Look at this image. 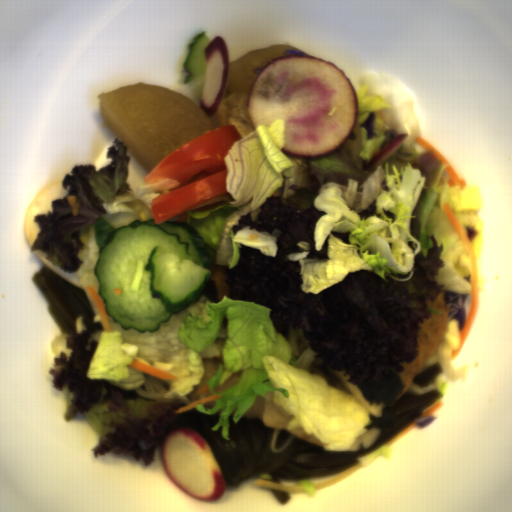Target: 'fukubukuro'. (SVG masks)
<instances>
[{
  "label": "fukubukuro",
  "mask_w": 512,
  "mask_h": 512,
  "mask_svg": "<svg viewBox=\"0 0 512 512\" xmlns=\"http://www.w3.org/2000/svg\"><path fill=\"white\" fill-rule=\"evenodd\" d=\"M286 49L299 51L295 46L270 45L250 50L229 63L226 89L222 99L232 94L251 96L253 86L266 65L274 58L286 56Z\"/></svg>",
  "instance_id": "fukubukuro-1"
}]
</instances>
